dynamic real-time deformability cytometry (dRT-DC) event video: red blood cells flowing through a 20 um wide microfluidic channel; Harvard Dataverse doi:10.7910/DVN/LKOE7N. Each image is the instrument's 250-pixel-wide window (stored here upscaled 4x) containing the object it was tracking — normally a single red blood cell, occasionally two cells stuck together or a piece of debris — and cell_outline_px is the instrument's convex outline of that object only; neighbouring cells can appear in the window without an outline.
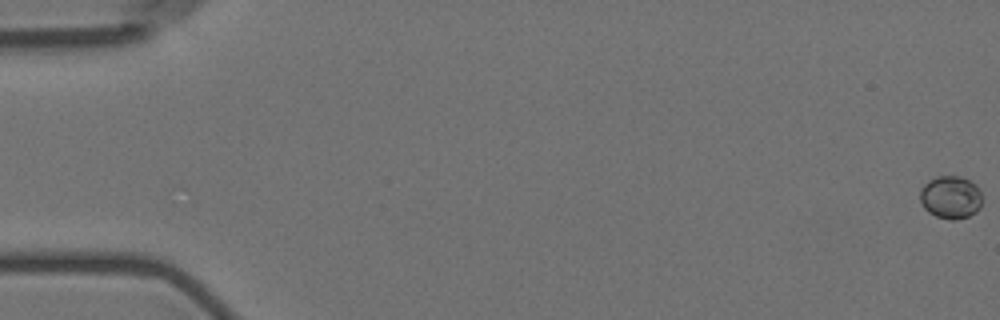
{"species": "Egyptian fruit bat (a non-hibernating species)", "species_latin": "Rousettus aegyptiacus", "temperature_condition": "room temperature", "stored_images_in_passage": 6, "camera_frame_rate_fps": 3000, "um_per_image_px": 0.085, "animal": {"sex": "female"}, "frame": {"image": 1, "passage_image": 1, "time_ms": 0.0, "image_size_px": [1000, 320], "cell_outline_px": [[980, 208], [976, 212], [968, 216], [956, 220], [948, 220], [936, 216], [928, 212], [924, 208], [920, 200], [920, 188], [928, 180], [936, 176], [960, 176], [976, 184], [980, 192]], "centroid_in_image_um": [80.78, 16.77], "position_along_channel_um": 4.2, "area_um2": 15.61}}